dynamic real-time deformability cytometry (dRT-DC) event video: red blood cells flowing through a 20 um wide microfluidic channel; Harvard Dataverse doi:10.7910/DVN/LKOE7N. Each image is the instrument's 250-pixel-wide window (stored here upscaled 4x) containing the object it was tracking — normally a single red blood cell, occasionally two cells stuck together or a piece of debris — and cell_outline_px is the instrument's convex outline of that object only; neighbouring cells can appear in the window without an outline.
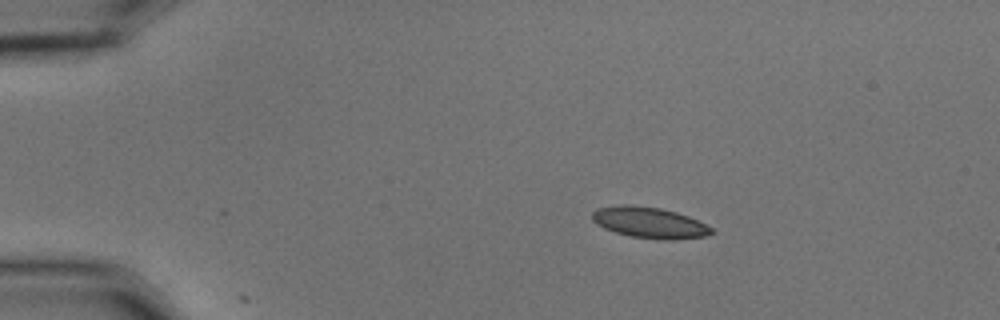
{"species": "common noctule bat (a hibernating species)", "species_latin": "Nyctalus noctula", "temperature_condition": "cold", "stored_images_in_passage": 2, "camera_frame_rate_fps": 3000, "um_per_image_px": 0.085, "animal": {"sex": "male", "body_mass_g": 15.6}, "frame": {"image": 1, "passage_image": 1, "time_ms": 0.0, "image_size_px": [1000, 320], "cell_outline_px": [[716, 232], [704, 236], [672, 240], [664, 240], [632, 236], [616, 232], [604, 228], [596, 224], [592, 220], [592, 212], [596, 208], [616, 204], [628, 204], [660, 208], [676, 212], [688, 216], [712, 228]], "centroid_in_image_um": [55.17, 18.91], "position_along_channel_um": 29.8, "area_um2": 21.56}}